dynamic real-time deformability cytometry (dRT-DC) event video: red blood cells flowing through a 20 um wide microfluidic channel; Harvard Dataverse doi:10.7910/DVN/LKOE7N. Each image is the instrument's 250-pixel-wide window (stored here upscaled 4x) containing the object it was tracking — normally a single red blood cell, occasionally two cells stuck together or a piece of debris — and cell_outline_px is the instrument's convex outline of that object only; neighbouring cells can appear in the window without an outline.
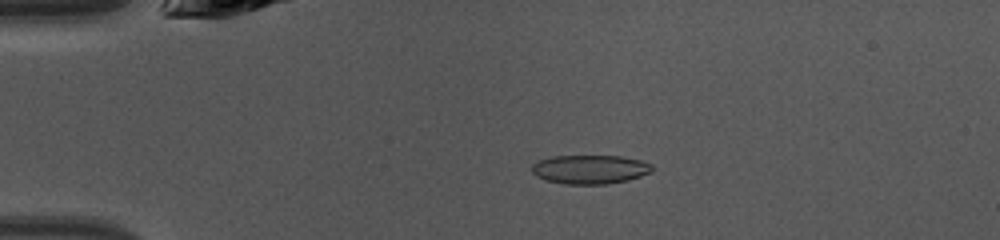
{"species": "common noctule bat (a hibernating species)", "species_latin": "Nyctalus noctula", "temperature_condition": "warm", "stored_images_in_passage": 46, "camera_frame_rate_fps": 3000, "um_per_image_px": 0.085, "animal": {"sex": "female", "body_mass_g": 10.0, "forearm_length_mm": 53.1}, "frame": {"image": 1, "passage_image": 10, "time_ms": 3.0, "image_size_px": [1000, 240], "cell_outline_px": [[652, 172], [628, 180], [608, 184], [564, 184], [544, 180], [536, 176], [532, 172], [532, 164], [540, 160], [552, 156], [620, 156], [640, 160], [652, 164]], "centroid_in_image_um": [50.14, 14.4], "position_along_channel_um": 34.9, "area_um2": 20.35}}
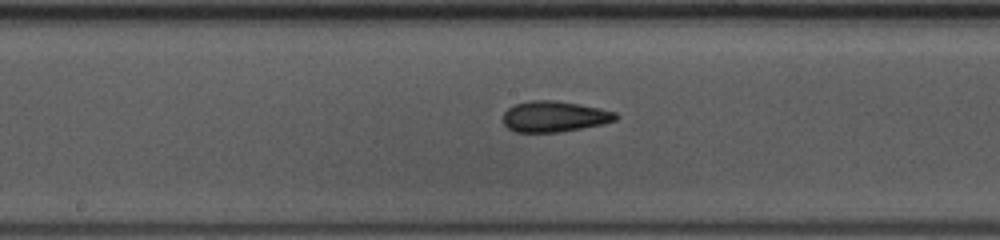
{"frame": {"image": 2, "passage_image": 24, "time_ms": 7.667, "image_size_px": [1000, 240], "cell_outline_px": [[620, 116], [616, 120], [604, 124], [556, 132], [516, 132], [508, 128], [504, 124], [504, 112], [508, 108], [516, 104], [532, 100], [556, 100], [580, 104], [600, 108], [616, 112]], "centroid_in_image_um": [47.15, 9.89], "position_along_channel_um": 201.0, "area_um2": 20.23}}
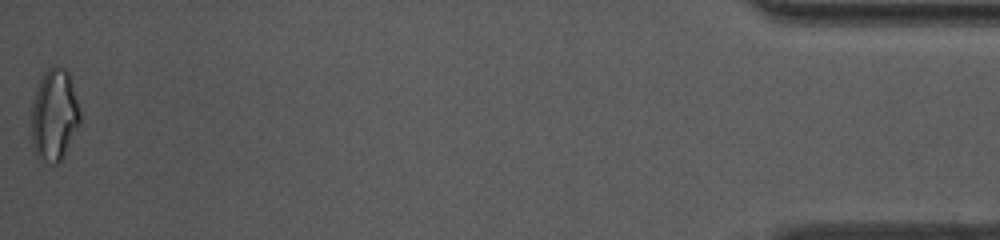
{"frame": {"image": 3, "passage_image": 46, "time_ms": 15.0, "image_size_px": [1000, 240], "cell_outline_px": [[80, 124], [60, 160], [56, 164], [52, 164], [36, 156], [32, 148], [32, 100], [40, 80], [44, 72], [52, 64], [56, 64], [64, 68], [68, 72], [72, 80], [80, 112]], "centroid_in_image_um": [4.61, 9.74], "position_along_channel_um": 430.6, "area_um2": 26.07}, "authors_computed_cell_mechanics": {"area_um2": 20.2011, "velocity_mm_per_s": 4.3376, "shape_relaxation_time_tau1_ms": 2.6326, "shape_relaxation_time_tau2_ms": 2.2735, "deformation_change_tau1": 0.1304, "deformation_change_tau2": 0.1089}}